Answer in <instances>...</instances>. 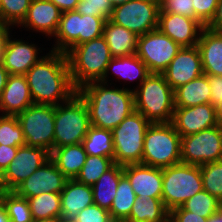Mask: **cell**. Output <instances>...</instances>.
<instances>
[{
	"mask_svg": "<svg viewBox=\"0 0 222 222\" xmlns=\"http://www.w3.org/2000/svg\"><path fill=\"white\" fill-rule=\"evenodd\" d=\"M34 104L54 105L68 101L77 89L73 86L65 53L49 49L26 73Z\"/></svg>",
	"mask_w": 222,
	"mask_h": 222,
	"instance_id": "cell-1",
	"label": "cell"
},
{
	"mask_svg": "<svg viewBox=\"0 0 222 222\" xmlns=\"http://www.w3.org/2000/svg\"><path fill=\"white\" fill-rule=\"evenodd\" d=\"M112 84L115 83L94 81L77 89V93L87 104L91 126L113 130L135 111L132 88H117L112 87Z\"/></svg>",
	"mask_w": 222,
	"mask_h": 222,
	"instance_id": "cell-2",
	"label": "cell"
},
{
	"mask_svg": "<svg viewBox=\"0 0 222 222\" xmlns=\"http://www.w3.org/2000/svg\"><path fill=\"white\" fill-rule=\"evenodd\" d=\"M72 84L76 89L100 81L112 59L103 36L74 46L67 54Z\"/></svg>",
	"mask_w": 222,
	"mask_h": 222,
	"instance_id": "cell-3",
	"label": "cell"
},
{
	"mask_svg": "<svg viewBox=\"0 0 222 222\" xmlns=\"http://www.w3.org/2000/svg\"><path fill=\"white\" fill-rule=\"evenodd\" d=\"M135 110L150 123H172L175 103L174 90L162 74L151 73L134 88Z\"/></svg>",
	"mask_w": 222,
	"mask_h": 222,
	"instance_id": "cell-4",
	"label": "cell"
},
{
	"mask_svg": "<svg viewBox=\"0 0 222 222\" xmlns=\"http://www.w3.org/2000/svg\"><path fill=\"white\" fill-rule=\"evenodd\" d=\"M181 162V136L172 123H151L144 136L142 164L166 168Z\"/></svg>",
	"mask_w": 222,
	"mask_h": 222,
	"instance_id": "cell-5",
	"label": "cell"
},
{
	"mask_svg": "<svg viewBox=\"0 0 222 222\" xmlns=\"http://www.w3.org/2000/svg\"><path fill=\"white\" fill-rule=\"evenodd\" d=\"M54 121L53 149L82 143L91 126L87 104L77 92L55 106Z\"/></svg>",
	"mask_w": 222,
	"mask_h": 222,
	"instance_id": "cell-6",
	"label": "cell"
},
{
	"mask_svg": "<svg viewBox=\"0 0 222 222\" xmlns=\"http://www.w3.org/2000/svg\"><path fill=\"white\" fill-rule=\"evenodd\" d=\"M162 201L170 212L203 190L199 165L177 163L162 169Z\"/></svg>",
	"mask_w": 222,
	"mask_h": 222,
	"instance_id": "cell-7",
	"label": "cell"
},
{
	"mask_svg": "<svg viewBox=\"0 0 222 222\" xmlns=\"http://www.w3.org/2000/svg\"><path fill=\"white\" fill-rule=\"evenodd\" d=\"M105 17L81 15L76 10L62 12L55 43L50 50L67 54L74 46L102 36Z\"/></svg>",
	"mask_w": 222,
	"mask_h": 222,
	"instance_id": "cell-8",
	"label": "cell"
},
{
	"mask_svg": "<svg viewBox=\"0 0 222 222\" xmlns=\"http://www.w3.org/2000/svg\"><path fill=\"white\" fill-rule=\"evenodd\" d=\"M150 125L151 123L135 110L112 130L114 164L124 166L141 163L144 136Z\"/></svg>",
	"mask_w": 222,
	"mask_h": 222,
	"instance_id": "cell-9",
	"label": "cell"
},
{
	"mask_svg": "<svg viewBox=\"0 0 222 222\" xmlns=\"http://www.w3.org/2000/svg\"><path fill=\"white\" fill-rule=\"evenodd\" d=\"M21 125L26 145L53 150L55 106L33 104L16 115Z\"/></svg>",
	"mask_w": 222,
	"mask_h": 222,
	"instance_id": "cell-10",
	"label": "cell"
},
{
	"mask_svg": "<svg viewBox=\"0 0 222 222\" xmlns=\"http://www.w3.org/2000/svg\"><path fill=\"white\" fill-rule=\"evenodd\" d=\"M159 11L157 0H129L114 7L109 20L141 36L158 29Z\"/></svg>",
	"mask_w": 222,
	"mask_h": 222,
	"instance_id": "cell-11",
	"label": "cell"
},
{
	"mask_svg": "<svg viewBox=\"0 0 222 222\" xmlns=\"http://www.w3.org/2000/svg\"><path fill=\"white\" fill-rule=\"evenodd\" d=\"M222 160V127L220 125L181 137V162L203 165Z\"/></svg>",
	"mask_w": 222,
	"mask_h": 222,
	"instance_id": "cell-12",
	"label": "cell"
},
{
	"mask_svg": "<svg viewBox=\"0 0 222 222\" xmlns=\"http://www.w3.org/2000/svg\"><path fill=\"white\" fill-rule=\"evenodd\" d=\"M182 47L159 29L138 36L136 55L150 73L162 74Z\"/></svg>",
	"mask_w": 222,
	"mask_h": 222,
	"instance_id": "cell-13",
	"label": "cell"
},
{
	"mask_svg": "<svg viewBox=\"0 0 222 222\" xmlns=\"http://www.w3.org/2000/svg\"><path fill=\"white\" fill-rule=\"evenodd\" d=\"M49 159L50 152L44 148L20 146L16 156L2 173L4 190L13 191Z\"/></svg>",
	"mask_w": 222,
	"mask_h": 222,
	"instance_id": "cell-14",
	"label": "cell"
},
{
	"mask_svg": "<svg viewBox=\"0 0 222 222\" xmlns=\"http://www.w3.org/2000/svg\"><path fill=\"white\" fill-rule=\"evenodd\" d=\"M68 178L49 159L13 191L20 197L30 198L46 193H61Z\"/></svg>",
	"mask_w": 222,
	"mask_h": 222,
	"instance_id": "cell-15",
	"label": "cell"
},
{
	"mask_svg": "<svg viewBox=\"0 0 222 222\" xmlns=\"http://www.w3.org/2000/svg\"><path fill=\"white\" fill-rule=\"evenodd\" d=\"M205 25L199 19L159 11L158 29L181 47H194Z\"/></svg>",
	"mask_w": 222,
	"mask_h": 222,
	"instance_id": "cell-16",
	"label": "cell"
},
{
	"mask_svg": "<svg viewBox=\"0 0 222 222\" xmlns=\"http://www.w3.org/2000/svg\"><path fill=\"white\" fill-rule=\"evenodd\" d=\"M203 74L201 56L197 46L182 47L162 72L173 90Z\"/></svg>",
	"mask_w": 222,
	"mask_h": 222,
	"instance_id": "cell-17",
	"label": "cell"
},
{
	"mask_svg": "<svg viewBox=\"0 0 222 222\" xmlns=\"http://www.w3.org/2000/svg\"><path fill=\"white\" fill-rule=\"evenodd\" d=\"M172 124L181 137L217 126L216 106L207 103L193 107H175Z\"/></svg>",
	"mask_w": 222,
	"mask_h": 222,
	"instance_id": "cell-18",
	"label": "cell"
},
{
	"mask_svg": "<svg viewBox=\"0 0 222 222\" xmlns=\"http://www.w3.org/2000/svg\"><path fill=\"white\" fill-rule=\"evenodd\" d=\"M15 35H10L7 39L5 49L2 54V63L9 74L25 75V73L36 64L42 55L41 47L38 48L33 42L23 38L17 39Z\"/></svg>",
	"mask_w": 222,
	"mask_h": 222,
	"instance_id": "cell-19",
	"label": "cell"
},
{
	"mask_svg": "<svg viewBox=\"0 0 222 222\" xmlns=\"http://www.w3.org/2000/svg\"><path fill=\"white\" fill-rule=\"evenodd\" d=\"M61 15L62 11L50 0H32L25 18L17 28L25 27L23 30L41 33L49 40L57 31Z\"/></svg>",
	"mask_w": 222,
	"mask_h": 222,
	"instance_id": "cell-20",
	"label": "cell"
},
{
	"mask_svg": "<svg viewBox=\"0 0 222 222\" xmlns=\"http://www.w3.org/2000/svg\"><path fill=\"white\" fill-rule=\"evenodd\" d=\"M123 173L128 177L136 197L162 198V168H155L142 163L123 166Z\"/></svg>",
	"mask_w": 222,
	"mask_h": 222,
	"instance_id": "cell-21",
	"label": "cell"
},
{
	"mask_svg": "<svg viewBox=\"0 0 222 222\" xmlns=\"http://www.w3.org/2000/svg\"><path fill=\"white\" fill-rule=\"evenodd\" d=\"M33 104L25 75L9 74L0 95V115L16 116Z\"/></svg>",
	"mask_w": 222,
	"mask_h": 222,
	"instance_id": "cell-22",
	"label": "cell"
},
{
	"mask_svg": "<svg viewBox=\"0 0 222 222\" xmlns=\"http://www.w3.org/2000/svg\"><path fill=\"white\" fill-rule=\"evenodd\" d=\"M150 74L145 63L136 54L123 57H112L100 81L109 84V78H111L109 75H113L119 82L122 79L125 83L129 81V84L132 81H138V85H136L137 88Z\"/></svg>",
	"mask_w": 222,
	"mask_h": 222,
	"instance_id": "cell-23",
	"label": "cell"
},
{
	"mask_svg": "<svg viewBox=\"0 0 222 222\" xmlns=\"http://www.w3.org/2000/svg\"><path fill=\"white\" fill-rule=\"evenodd\" d=\"M61 196V217L74 220L84 208L94 204L93 191L90 185L68 179Z\"/></svg>",
	"mask_w": 222,
	"mask_h": 222,
	"instance_id": "cell-24",
	"label": "cell"
},
{
	"mask_svg": "<svg viewBox=\"0 0 222 222\" xmlns=\"http://www.w3.org/2000/svg\"><path fill=\"white\" fill-rule=\"evenodd\" d=\"M197 47L204 74L222 76V33L205 26L200 34Z\"/></svg>",
	"mask_w": 222,
	"mask_h": 222,
	"instance_id": "cell-25",
	"label": "cell"
},
{
	"mask_svg": "<svg viewBox=\"0 0 222 222\" xmlns=\"http://www.w3.org/2000/svg\"><path fill=\"white\" fill-rule=\"evenodd\" d=\"M102 36L109 47L112 57L136 54L138 36L125 27L119 26L107 19Z\"/></svg>",
	"mask_w": 222,
	"mask_h": 222,
	"instance_id": "cell-26",
	"label": "cell"
},
{
	"mask_svg": "<svg viewBox=\"0 0 222 222\" xmlns=\"http://www.w3.org/2000/svg\"><path fill=\"white\" fill-rule=\"evenodd\" d=\"M86 157L87 153L82 143L54 148L50 152V159L68 179L76 178Z\"/></svg>",
	"mask_w": 222,
	"mask_h": 222,
	"instance_id": "cell-27",
	"label": "cell"
},
{
	"mask_svg": "<svg viewBox=\"0 0 222 222\" xmlns=\"http://www.w3.org/2000/svg\"><path fill=\"white\" fill-rule=\"evenodd\" d=\"M175 107H193L211 103L208 75H201L174 90Z\"/></svg>",
	"mask_w": 222,
	"mask_h": 222,
	"instance_id": "cell-28",
	"label": "cell"
},
{
	"mask_svg": "<svg viewBox=\"0 0 222 222\" xmlns=\"http://www.w3.org/2000/svg\"><path fill=\"white\" fill-rule=\"evenodd\" d=\"M123 174V166L114 164L91 186L95 205L110 210Z\"/></svg>",
	"mask_w": 222,
	"mask_h": 222,
	"instance_id": "cell-29",
	"label": "cell"
},
{
	"mask_svg": "<svg viewBox=\"0 0 222 222\" xmlns=\"http://www.w3.org/2000/svg\"><path fill=\"white\" fill-rule=\"evenodd\" d=\"M168 216L162 198L137 197L125 222H165Z\"/></svg>",
	"mask_w": 222,
	"mask_h": 222,
	"instance_id": "cell-30",
	"label": "cell"
},
{
	"mask_svg": "<svg viewBox=\"0 0 222 222\" xmlns=\"http://www.w3.org/2000/svg\"><path fill=\"white\" fill-rule=\"evenodd\" d=\"M82 145L87 155L110 157L113 159L114 146L112 130L90 126Z\"/></svg>",
	"mask_w": 222,
	"mask_h": 222,
	"instance_id": "cell-31",
	"label": "cell"
},
{
	"mask_svg": "<svg viewBox=\"0 0 222 222\" xmlns=\"http://www.w3.org/2000/svg\"><path fill=\"white\" fill-rule=\"evenodd\" d=\"M35 222L61 217L60 193L42 192L35 197L27 198Z\"/></svg>",
	"mask_w": 222,
	"mask_h": 222,
	"instance_id": "cell-32",
	"label": "cell"
},
{
	"mask_svg": "<svg viewBox=\"0 0 222 222\" xmlns=\"http://www.w3.org/2000/svg\"><path fill=\"white\" fill-rule=\"evenodd\" d=\"M136 198L128 177L123 174L120 177L116 195L109 210L112 220L125 221L131 213Z\"/></svg>",
	"mask_w": 222,
	"mask_h": 222,
	"instance_id": "cell-33",
	"label": "cell"
},
{
	"mask_svg": "<svg viewBox=\"0 0 222 222\" xmlns=\"http://www.w3.org/2000/svg\"><path fill=\"white\" fill-rule=\"evenodd\" d=\"M113 165L114 161L110 157L87 155L86 161L75 180L92 186Z\"/></svg>",
	"mask_w": 222,
	"mask_h": 222,
	"instance_id": "cell-34",
	"label": "cell"
},
{
	"mask_svg": "<svg viewBox=\"0 0 222 222\" xmlns=\"http://www.w3.org/2000/svg\"><path fill=\"white\" fill-rule=\"evenodd\" d=\"M0 201L7 210L11 222H35L28 200L18 196L14 191H2Z\"/></svg>",
	"mask_w": 222,
	"mask_h": 222,
	"instance_id": "cell-35",
	"label": "cell"
},
{
	"mask_svg": "<svg viewBox=\"0 0 222 222\" xmlns=\"http://www.w3.org/2000/svg\"><path fill=\"white\" fill-rule=\"evenodd\" d=\"M218 199L208 193L206 190H202L189 198L180 207L172 210H187L197 214L199 216L209 218L217 213Z\"/></svg>",
	"mask_w": 222,
	"mask_h": 222,
	"instance_id": "cell-36",
	"label": "cell"
},
{
	"mask_svg": "<svg viewBox=\"0 0 222 222\" xmlns=\"http://www.w3.org/2000/svg\"><path fill=\"white\" fill-rule=\"evenodd\" d=\"M0 145H26L21 125L16 116L0 115Z\"/></svg>",
	"mask_w": 222,
	"mask_h": 222,
	"instance_id": "cell-37",
	"label": "cell"
},
{
	"mask_svg": "<svg viewBox=\"0 0 222 222\" xmlns=\"http://www.w3.org/2000/svg\"><path fill=\"white\" fill-rule=\"evenodd\" d=\"M203 189L216 197L222 199V160L200 165Z\"/></svg>",
	"mask_w": 222,
	"mask_h": 222,
	"instance_id": "cell-38",
	"label": "cell"
},
{
	"mask_svg": "<svg viewBox=\"0 0 222 222\" xmlns=\"http://www.w3.org/2000/svg\"><path fill=\"white\" fill-rule=\"evenodd\" d=\"M31 2L32 0H0V20L15 28L25 18Z\"/></svg>",
	"mask_w": 222,
	"mask_h": 222,
	"instance_id": "cell-39",
	"label": "cell"
},
{
	"mask_svg": "<svg viewBox=\"0 0 222 222\" xmlns=\"http://www.w3.org/2000/svg\"><path fill=\"white\" fill-rule=\"evenodd\" d=\"M113 6L109 0H79L76 11L81 15H92L95 17H111Z\"/></svg>",
	"mask_w": 222,
	"mask_h": 222,
	"instance_id": "cell-40",
	"label": "cell"
},
{
	"mask_svg": "<svg viewBox=\"0 0 222 222\" xmlns=\"http://www.w3.org/2000/svg\"><path fill=\"white\" fill-rule=\"evenodd\" d=\"M75 222H111L110 212L98 205H91L81 210Z\"/></svg>",
	"mask_w": 222,
	"mask_h": 222,
	"instance_id": "cell-41",
	"label": "cell"
},
{
	"mask_svg": "<svg viewBox=\"0 0 222 222\" xmlns=\"http://www.w3.org/2000/svg\"><path fill=\"white\" fill-rule=\"evenodd\" d=\"M194 15L206 26L213 18L219 0H192Z\"/></svg>",
	"mask_w": 222,
	"mask_h": 222,
	"instance_id": "cell-42",
	"label": "cell"
},
{
	"mask_svg": "<svg viewBox=\"0 0 222 222\" xmlns=\"http://www.w3.org/2000/svg\"><path fill=\"white\" fill-rule=\"evenodd\" d=\"M160 11H166L169 13L198 19L194 15L192 0H169L160 8Z\"/></svg>",
	"mask_w": 222,
	"mask_h": 222,
	"instance_id": "cell-43",
	"label": "cell"
},
{
	"mask_svg": "<svg viewBox=\"0 0 222 222\" xmlns=\"http://www.w3.org/2000/svg\"><path fill=\"white\" fill-rule=\"evenodd\" d=\"M211 92V104L216 106L222 100V76L208 75Z\"/></svg>",
	"mask_w": 222,
	"mask_h": 222,
	"instance_id": "cell-44",
	"label": "cell"
},
{
	"mask_svg": "<svg viewBox=\"0 0 222 222\" xmlns=\"http://www.w3.org/2000/svg\"><path fill=\"white\" fill-rule=\"evenodd\" d=\"M169 216L175 222H208V218L199 216L187 210H171Z\"/></svg>",
	"mask_w": 222,
	"mask_h": 222,
	"instance_id": "cell-45",
	"label": "cell"
},
{
	"mask_svg": "<svg viewBox=\"0 0 222 222\" xmlns=\"http://www.w3.org/2000/svg\"><path fill=\"white\" fill-rule=\"evenodd\" d=\"M19 147L0 145V171L3 173L16 156Z\"/></svg>",
	"mask_w": 222,
	"mask_h": 222,
	"instance_id": "cell-46",
	"label": "cell"
},
{
	"mask_svg": "<svg viewBox=\"0 0 222 222\" xmlns=\"http://www.w3.org/2000/svg\"><path fill=\"white\" fill-rule=\"evenodd\" d=\"M206 27L213 31L222 33V0H219L215 14Z\"/></svg>",
	"mask_w": 222,
	"mask_h": 222,
	"instance_id": "cell-47",
	"label": "cell"
},
{
	"mask_svg": "<svg viewBox=\"0 0 222 222\" xmlns=\"http://www.w3.org/2000/svg\"><path fill=\"white\" fill-rule=\"evenodd\" d=\"M12 27V25L0 20V61H2V54L5 49L7 39L12 34Z\"/></svg>",
	"mask_w": 222,
	"mask_h": 222,
	"instance_id": "cell-48",
	"label": "cell"
},
{
	"mask_svg": "<svg viewBox=\"0 0 222 222\" xmlns=\"http://www.w3.org/2000/svg\"><path fill=\"white\" fill-rule=\"evenodd\" d=\"M62 12L76 10L79 0H50Z\"/></svg>",
	"mask_w": 222,
	"mask_h": 222,
	"instance_id": "cell-49",
	"label": "cell"
},
{
	"mask_svg": "<svg viewBox=\"0 0 222 222\" xmlns=\"http://www.w3.org/2000/svg\"><path fill=\"white\" fill-rule=\"evenodd\" d=\"M8 76H9L8 71L3 66L2 61H0V95L6 86Z\"/></svg>",
	"mask_w": 222,
	"mask_h": 222,
	"instance_id": "cell-50",
	"label": "cell"
},
{
	"mask_svg": "<svg viewBox=\"0 0 222 222\" xmlns=\"http://www.w3.org/2000/svg\"><path fill=\"white\" fill-rule=\"evenodd\" d=\"M0 222H11L9 215L7 214V210L1 201H0Z\"/></svg>",
	"mask_w": 222,
	"mask_h": 222,
	"instance_id": "cell-51",
	"label": "cell"
},
{
	"mask_svg": "<svg viewBox=\"0 0 222 222\" xmlns=\"http://www.w3.org/2000/svg\"><path fill=\"white\" fill-rule=\"evenodd\" d=\"M217 123L222 127V100L216 105Z\"/></svg>",
	"mask_w": 222,
	"mask_h": 222,
	"instance_id": "cell-52",
	"label": "cell"
},
{
	"mask_svg": "<svg viewBox=\"0 0 222 222\" xmlns=\"http://www.w3.org/2000/svg\"><path fill=\"white\" fill-rule=\"evenodd\" d=\"M208 222H222V217L216 213L208 218Z\"/></svg>",
	"mask_w": 222,
	"mask_h": 222,
	"instance_id": "cell-53",
	"label": "cell"
},
{
	"mask_svg": "<svg viewBox=\"0 0 222 222\" xmlns=\"http://www.w3.org/2000/svg\"><path fill=\"white\" fill-rule=\"evenodd\" d=\"M109 1H110V3L112 4V6L114 8V7L118 6V5L126 3L129 0H109Z\"/></svg>",
	"mask_w": 222,
	"mask_h": 222,
	"instance_id": "cell-54",
	"label": "cell"
},
{
	"mask_svg": "<svg viewBox=\"0 0 222 222\" xmlns=\"http://www.w3.org/2000/svg\"><path fill=\"white\" fill-rule=\"evenodd\" d=\"M38 222H61V217H57V218H52V219H46V220H41Z\"/></svg>",
	"mask_w": 222,
	"mask_h": 222,
	"instance_id": "cell-55",
	"label": "cell"
},
{
	"mask_svg": "<svg viewBox=\"0 0 222 222\" xmlns=\"http://www.w3.org/2000/svg\"><path fill=\"white\" fill-rule=\"evenodd\" d=\"M217 213L222 217V199L218 201Z\"/></svg>",
	"mask_w": 222,
	"mask_h": 222,
	"instance_id": "cell-56",
	"label": "cell"
},
{
	"mask_svg": "<svg viewBox=\"0 0 222 222\" xmlns=\"http://www.w3.org/2000/svg\"><path fill=\"white\" fill-rule=\"evenodd\" d=\"M4 191V187H3V176H2V172L0 171V193Z\"/></svg>",
	"mask_w": 222,
	"mask_h": 222,
	"instance_id": "cell-57",
	"label": "cell"
},
{
	"mask_svg": "<svg viewBox=\"0 0 222 222\" xmlns=\"http://www.w3.org/2000/svg\"><path fill=\"white\" fill-rule=\"evenodd\" d=\"M159 3L160 8L169 0H157Z\"/></svg>",
	"mask_w": 222,
	"mask_h": 222,
	"instance_id": "cell-58",
	"label": "cell"
},
{
	"mask_svg": "<svg viewBox=\"0 0 222 222\" xmlns=\"http://www.w3.org/2000/svg\"><path fill=\"white\" fill-rule=\"evenodd\" d=\"M61 222H75L74 220H66L63 217H61Z\"/></svg>",
	"mask_w": 222,
	"mask_h": 222,
	"instance_id": "cell-59",
	"label": "cell"
},
{
	"mask_svg": "<svg viewBox=\"0 0 222 222\" xmlns=\"http://www.w3.org/2000/svg\"><path fill=\"white\" fill-rule=\"evenodd\" d=\"M165 222H175V221L170 216H168Z\"/></svg>",
	"mask_w": 222,
	"mask_h": 222,
	"instance_id": "cell-60",
	"label": "cell"
},
{
	"mask_svg": "<svg viewBox=\"0 0 222 222\" xmlns=\"http://www.w3.org/2000/svg\"><path fill=\"white\" fill-rule=\"evenodd\" d=\"M111 222H125V221L112 220Z\"/></svg>",
	"mask_w": 222,
	"mask_h": 222,
	"instance_id": "cell-61",
	"label": "cell"
}]
</instances>
